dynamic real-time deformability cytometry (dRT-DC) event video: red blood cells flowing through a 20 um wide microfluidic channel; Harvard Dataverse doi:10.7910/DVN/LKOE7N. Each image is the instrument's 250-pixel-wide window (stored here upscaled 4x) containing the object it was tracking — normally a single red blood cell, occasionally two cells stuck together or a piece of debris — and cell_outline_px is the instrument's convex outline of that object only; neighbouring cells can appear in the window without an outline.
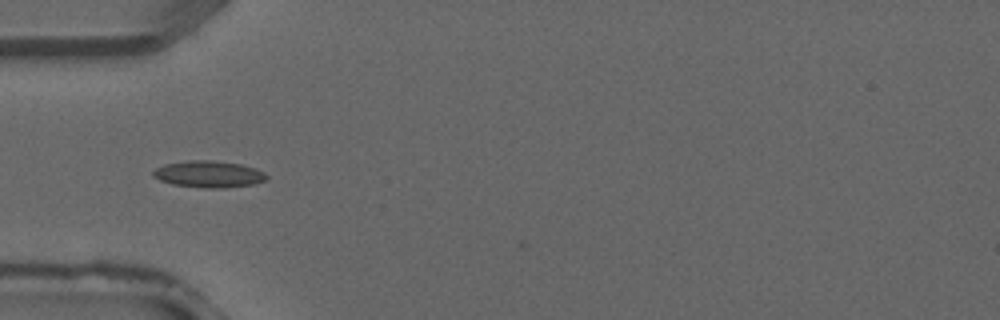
{"species": "common noctule bat (a hibernating species)", "species_latin": "Nyctalus noctula", "temperature_condition": "warm", "stored_images_in_passage": 27, "camera_frame_rate_fps": 3000, "um_per_image_px": 0.085, "animal": {"sex": "male", "forearm_length_mm": 52.5}, "frame": {"image": 1, "passage_image": 1, "time_ms": 0.0, "image_size_px": [1000, 320], "cell_outline_px": [[268, 176], [264, 180], [252, 184], [224, 188], [204, 188], [172, 184], [160, 180], [152, 176], [152, 172], [156, 168], [164, 164], [188, 160], [212, 160], [240, 164], [256, 168], [264, 172]], "centroid_in_image_um": [17.72, 14.8], "position_along_channel_um": 67.3, "area_um2": 17.63}}
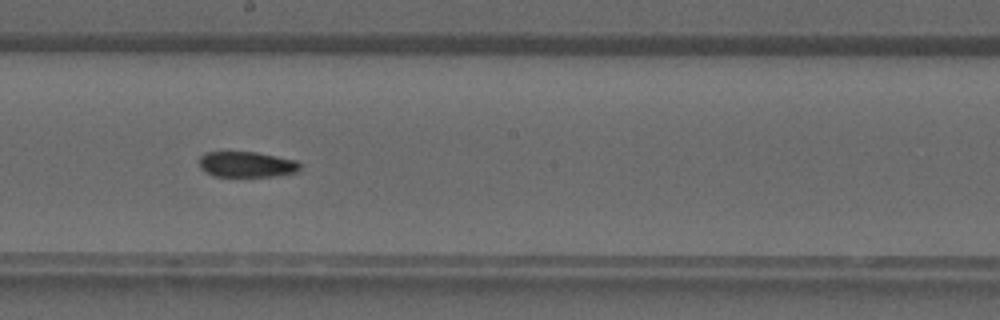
{"frame": {"image": 2, "passage_image": 10, "time_ms": 3.0, "image_size_px": [1000, 320], "cell_outline_px": [[300, 168], [296, 172], [272, 176], [212, 176], [200, 168], [200, 156], [204, 152], [256, 152], [296, 160], [300, 164]], "centroid_in_image_um": [20.94, 13.97], "position_along_channel_um": 227.3, "area_um2": 14.97}}
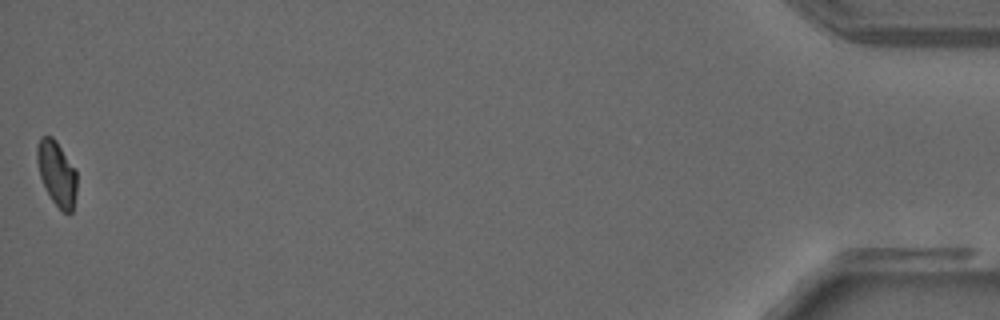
{"frame": {"image": 3, "passage_image": 27, "time_ms": 8.667, "image_size_px": [1000, 320], "cell_outline_px": [[76, 192], [72, 212], [64, 212], [52, 200], [40, 176], [36, 160], [36, 148], [40, 136], [52, 136], [56, 140], [76, 172]], "centroid_in_image_um": [4.8, 14.7], "position_along_channel_um": 430.4, "area_um2": 14.68}}